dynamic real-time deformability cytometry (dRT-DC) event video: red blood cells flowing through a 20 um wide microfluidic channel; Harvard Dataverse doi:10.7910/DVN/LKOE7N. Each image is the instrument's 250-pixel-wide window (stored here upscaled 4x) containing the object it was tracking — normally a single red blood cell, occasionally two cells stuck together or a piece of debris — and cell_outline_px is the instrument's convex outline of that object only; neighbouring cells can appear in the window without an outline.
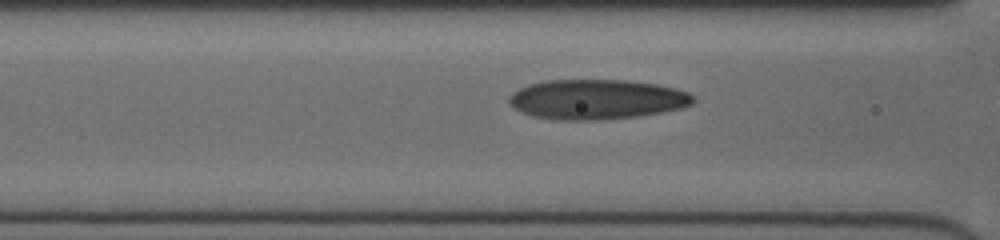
{"species": "human", "species_latin": "Homo sapiens", "temperature_condition": "cold", "stored_images_in_passage": 14, "camera_frame_rate_fps": 3000, "um_per_image_px": 0.085, "donor": {"sex": "female"}, "frame": {"image": 1, "passage_image": 12, "time_ms": 3.667, "image_size_px": [1000, 240], "cell_outline_px": [[696, 100], [692, 104], [680, 108], [660, 112], [636, 116], [592, 120], [556, 120], [532, 116], [520, 112], [508, 100], [508, 96], [512, 92], [528, 84], [544, 80], [624, 80], [656, 84], [676, 88], [688, 92]], "centroid_in_image_um": [50.69, 8.44], "position_along_channel_um": 115.9, "area_um2": 42.71}}